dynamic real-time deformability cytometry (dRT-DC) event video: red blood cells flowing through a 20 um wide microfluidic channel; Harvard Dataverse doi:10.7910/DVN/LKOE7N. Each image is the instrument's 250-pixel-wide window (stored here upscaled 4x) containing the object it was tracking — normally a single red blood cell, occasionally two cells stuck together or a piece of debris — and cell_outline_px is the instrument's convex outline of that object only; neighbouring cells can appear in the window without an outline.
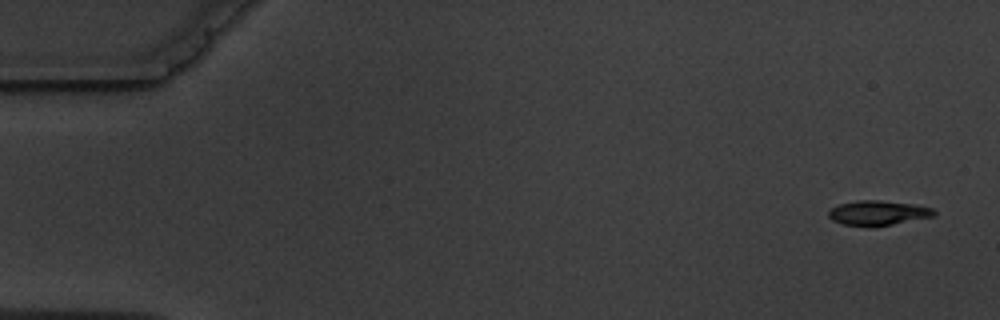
{"species": "common noctule bat (a hibernating species)", "species_latin": "Nyctalus noctula", "temperature_condition": "warm", "stored_images_in_passage": 5, "camera_frame_rate_fps": 3000, "um_per_image_px": 0.085, "animal": {"sex": "male", "body_mass_g": 19.5, "forearm_length_mm": 54.6}, "frame": {"image": 1, "passage_image": 1, "time_ms": 0.0, "image_size_px": [1000, 320], "cell_outline_px": [[936, 216], [872, 228], [868, 228], [844, 224], [832, 220], [828, 216], [828, 212], [832, 208], [840, 204], [856, 200], [880, 200], [916, 204], [932, 208], [936, 212]], "centroid_in_image_um": [74.65, 18.11], "position_along_channel_um": 10.3, "area_um2": 15.55}}
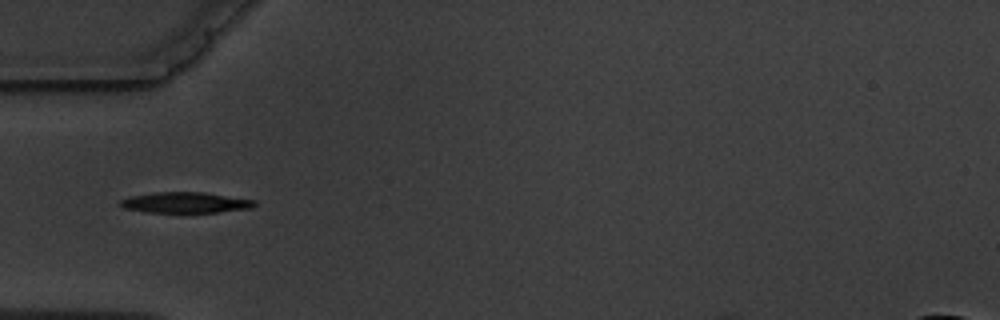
{"frame": {"image": 2, "passage_image": 5, "time_ms": 5.333, "image_size_px": [1000, 320], "cell_outline_px": [[256, 204], [252, 208], [216, 212], [148, 212], [124, 208], [120, 204], [120, 200], [132, 196], [152, 192], [204, 192], [256, 200]], "centroid_in_image_um": [15.79, 17.21], "position_along_channel_um": 69.2, "area_um2": 16.13}}